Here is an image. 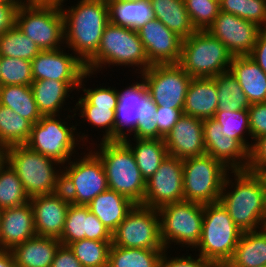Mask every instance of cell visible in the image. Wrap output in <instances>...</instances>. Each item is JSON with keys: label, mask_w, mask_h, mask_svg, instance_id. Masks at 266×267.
Returning a JSON list of instances; mask_svg holds the SVG:
<instances>
[{"label": "cell", "mask_w": 266, "mask_h": 267, "mask_svg": "<svg viewBox=\"0 0 266 267\" xmlns=\"http://www.w3.org/2000/svg\"><path fill=\"white\" fill-rule=\"evenodd\" d=\"M196 31L207 30L220 12L219 0H184Z\"/></svg>", "instance_id": "cell-45"}, {"label": "cell", "mask_w": 266, "mask_h": 267, "mask_svg": "<svg viewBox=\"0 0 266 267\" xmlns=\"http://www.w3.org/2000/svg\"><path fill=\"white\" fill-rule=\"evenodd\" d=\"M214 118L203 120L206 154L220 161L230 171L246 170L249 152L234 138L225 136Z\"/></svg>", "instance_id": "cell-21"}, {"label": "cell", "mask_w": 266, "mask_h": 267, "mask_svg": "<svg viewBox=\"0 0 266 267\" xmlns=\"http://www.w3.org/2000/svg\"><path fill=\"white\" fill-rule=\"evenodd\" d=\"M154 18L182 39L188 38L196 29L193 27L184 0H149Z\"/></svg>", "instance_id": "cell-32"}, {"label": "cell", "mask_w": 266, "mask_h": 267, "mask_svg": "<svg viewBox=\"0 0 266 267\" xmlns=\"http://www.w3.org/2000/svg\"><path fill=\"white\" fill-rule=\"evenodd\" d=\"M32 125L26 118L0 104V150L25 145L30 137Z\"/></svg>", "instance_id": "cell-36"}, {"label": "cell", "mask_w": 266, "mask_h": 267, "mask_svg": "<svg viewBox=\"0 0 266 267\" xmlns=\"http://www.w3.org/2000/svg\"><path fill=\"white\" fill-rule=\"evenodd\" d=\"M249 57L266 73V28L260 31Z\"/></svg>", "instance_id": "cell-52"}, {"label": "cell", "mask_w": 266, "mask_h": 267, "mask_svg": "<svg viewBox=\"0 0 266 267\" xmlns=\"http://www.w3.org/2000/svg\"><path fill=\"white\" fill-rule=\"evenodd\" d=\"M93 73L86 72L80 81L79 90L82 89L85 95H80L74 109L75 113L67 115L69 118L75 117L77 110L80 111L79 117L84 118L93 127L103 129L101 141H114V123H115V110L118 105V89L111 86H100L95 89L85 88L84 79L92 76ZM81 88V89H80Z\"/></svg>", "instance_id": "cell-15"}, {"label": "cell", "mask_w": 266, "mask_h": 267, "mask_svg": "<svg viewBox=\"0 0 266 267\" xmlns=\"http://www.w3.org/2000/svg\"><path fill=\"white\" fill-rule=\"evenodd\" d=\"M231 173L234 175H229ZM229 174L225 177L219 202L243 232L264 228L266 201L261 176L248 170H235ZM230 176L234 179L230 180Z\"/></svg>", "instance_id": "cell-1"}, {"label": "cell", "mask_w": 266, "mask_h": 267, "mask_svg": "<svg viewBox=\"0 0 266 267\" xmlns=\"http://www.w3.org/2000/svg\"><path fill=\"white\" fill-rule=\"evenodd\" d=\"M3 159L16 172L30 198L54 194L61 190L62 164L58 161L35 152L26 145L6 148L3 151ZM56 166H59V169Z\"/></svg>", "instance_id": "cell-5"}, {"label": "cell", "mask_w": 266, "mask_h": 267, "mask_svg": "<svg viewBox=\"0 0 266 267\" xmlns=\"http://www.w3.org/2000/svg\"><path fill=\"white\" fill-rule=\"evenodd\" d=\"M164 250L111 245L108 267H158Z\"/></svg>", "instance_id": "cell-37"}, {"label": "cell", "mask_w": 266, "mask_h": 267, "mask_svg": "<svg viewBox=\"0 0 266 267\" xmlns=\"http://www.w3.org/2000/svg\"><path fill=\"white\" fill-rule=\"evenodd\" d=\"M230 73L236 78L250 104L266 102V73L249 56L232 57Z\"/></svg>", "instance_id": "cell-27"}, {"label": "cell", "mask_w": 266, "mask_h": 267, "mask_svg": "<svg viewBox=\"0 0 266 267\" xmlns=\"http://www.w3.org/2000/svg\"><path fill=\"white\" fill-rule=\"evenodd\" d=\"M232 55L208 31H195L182 40L179 65L192 78H213L229 71Z\"/></svg>", "instance_id": "cell-9"}, {"label": "cell", "mask_w": 266, "mask_h": 267, "mask_svg": "<svg viewBox=\"0 0 266 267\" xmlns=\"http://www.w3.org/2000/svg\"><path fill=\"white\" fill-rule=\"evenodd\" d=\"M66 0H29V2H65Z\"/></svg>", "instance_id": "cell-55"}, {"label": "cell", "mask_w": 266, "mask_h": 267, "mask_svg": "<svg viewBox=\"0 0 266 267\" xmlns=\"http://www.w3.org/2000/svg\"><path fill=\"white\" fill-rule=\"evenodd\" d=\"M106 65L134 66L137 67L136 72L140 71L138 74L151 66L137 30L111 23L105 27L98 51L85 63V67L95 74Z\"/></svg>", "instance_id": "cell-4"}, {"label": "cell", "mask_w": 266, "mask_h": 267, "mask_svg": "<svg viewBox=\"0 0 266 267\" xmlns=\"http://www.w3.org/2000/svg\"><path fill=\"white\" fill-rule=\"evenodd\" d=\"M68 123L62 120L60 115L42 116L38 122L32 125L30 137L25 145L62 165L66 164L72 159L71 156L75 157L74 153L78 151L75 148H80L79 143L81 141L83 145L85 140L86 145L87 142L90 144V141H88L89 135L82 133L80 136L81 131L80 133L76 132L77 127L75 126H80L78 123L76 125L70 123L68 125Z\"/></svg>", "instance_id": "cell-10"}, {"label": "cell", "mask_w": 266, "mask_h": 267, "mask_svg": "<svg viewBox=\"0 0 266 267\" xmlns=\"http://www.w3.org/2000/svg\"><path fill=\"white\" fill-rule=\"evenodd\" d=\"M218 94L214 78H192L189 83L182 113L199 119L214 118Z\"/></svg>", "instance_id": "cell-26"}, {"label": "cell", "mask_w": 266, "mask_h": 267, "mask_svg": "<svg viewBox=\"0 0 266 267\" xmlns=\"http://www.w3.org/2000/svg\"><path fill=\"white\" fill-rule=\"evenodd\" d=\"M94 153L100 158L108 182L112 189L135 204H142L146 189L132 150L123 141H100Z\"/></svg>", "instance_id": "cell-7"}, {"label": "cell", "mask_w": 266, "mask_h": 267, "mask_svg": "<svg viewBox=\"0 0 266 267\" xmlns=\"http://www.w3.org/2000/svg\"><path fill=\"white\" fill-rule=\"evenodd\" d=\"M112 245L125 248L165 249L160 239L158 209L136 204L112 233Z\"/></svg>", "instance_id": "cell-14"}, {"label": "cell", "mask_w": 266, "mask_h": 267, "mask_svg": "<svg viewBox=\"0 0 266 267\" xmlns=\"http://www.w3.org/2000/svg\"><path fill=\"white\" fill-rule=\"evenodd\" d=\"M80 82L37 80L31 86L35 102L42 116L60 115L66 98L73 90L79 91ZM78 88V89H77Z\"/></svg>", "instance_id": "cell-29"}, {"label": "cell", "mask_w": 266, "mask_h": 267, "mask_svg": "<svg viewBox=\"0 0 266 267\" xmlns=\"http://www.w3.org/2000/svg\"><path fill=\"white\" fill-rule=\"evenodd\" d=\"M164 141L168 155L181 160L206 154L203 120L182 114Z\"/></svg>", "instance_id": "cell-23"}, {"label": "cell", "mask_w": 266, "mask_h": 267, "mask_svg": "<svg viewBox=\"0 0 266 267\" xmlns=\"http://www.w3.org/2000/svg\"><path fill=\"white\" fill-rule=\"evenodd\" d=\"M0 267H16L10 250L0 251Z\"/></svg>", "instance_id": "cell-53"}, {"label": "cell", "mask_w": 266, "mask_h": 267, "mask_svg": "<svg viewBox=\"0 0 266 267\" xmlns=\"http://www.w3.org/2000/svg\"><path fill=\"white\" fill-rule=\"evenodd\" d=\"M168 249H165L161 259L159 261L158 267H214L208 260L204 259L201 255H195L196 257H192L191 255L184 256H176L169 257L166 252Z\"/></svg>", "instance_id": "cell-49"}, {"label": "cell", "mask_w": 266, "mask_h": 267, "mask_svg": "<svg viewBox=\"0 0 266 267\" xmlns=\"http://www.w3.org/2000/svg\"><path fill=\"white\" fill-rule=\"evenodd\" d=\"M246 170L257 174L266 171V134L253 142Z\"/></svg>", "instance_id": "cell-47"}, {"label": "cell", "mask_w": 266, "mask_h": 267, "mask_svg": "<svg viewBox=\"0 0 266 267\" xmlns=\"http://www.w3.org/2000/svg\"><path fill=\"white\" fill-rule=\"evenodd\" d=\"M30 201L21 180L12 167L0 160V210L22 206Z\"/></svg>", "instance_id": "cell-39"}, {"label": "cell", "mask_w": 266, "mask_h": 267, "mask_svg": "<svg viewBox=\"0 0 266 267\" xmlns=\"http://www.w3.org/2000/svg\"><path fill=\"white\" fill-rule=\"evenodd\" d=\"M160 216V239L165 249L171 244L194 249L201 237L203 204L178 201L158 209Z\"/></svg>", "instance_id": "cell-12"}, {"label": "cell", "mask_w": 266, "mask_h": 267, "mask_svg": "<svg viewBox=\"0 0 266 267\" xmlns=\"http://www.w3.org/2000/svg\"><path fill=\"white\" fill-rule=\"evenodd\" d=\"M136 204L126 196L107 189L89 204V210L113 233Z\"/></svg>", "instance_id": "cell-30"}, {"label": "cell", "mask_w": 266, "mask_h": 267, "mask_svg": "<svg viewBox=\"0 0 266 267\" xmlns=\"http://www.w3.org/2000/svg\"><path fill=\"white\" fill-rule=\"evenodd\" d=\"M112 241L81 239L68 246L83 267H108Z\"/></svg>", "instance_id": "cell-41"}, {"label": "cell", "mask_w": 266, "mask_h": 267, "mask_svg": "<svg viewBox=\"0 0 266 267\" xmlns=\"http://www.w3.org/2000/svg\"><path fill=\"white\" fill-rule=\"evenodd\" d=\"M60 48L41 51L32 61L33 81L56 80L62 82H80L87 72L85 64L76 56Z\"/></svg>", "instance_id": "cell-20"}, {"label": "cell", "mask_w": 266, "mask_h": 267, "mask_svg": "<svg viewBox=\"0 0 266 267\" xmlns=\"http://www.w3.org/2000/svg\"><path fill=\"white\" fill-rule=\"evenodd\" d=\"M50 267H83L69 246L60 245Z\"/></svg>", "instance_id": "cell-51"}, {"label": "cell", "mask_w": 266, "mask_h": 267, "mask_svg": "<svg viewBox=\"0 0 266 267\" xmlns=\"http://www.w3.org/2000/svg\"><path fill=\"white\" fill-rule=\"evenodd\" d=\"M218 94L217 110L239 111L248 109L250 103L236 78L227 71L213 77Z\"/></svg>", "instance_id": "cell-38"}, {"label": "cell", "mask_w": 266, "mask_h": 267, "mask_svg": "<svg viewBox=\"0 0 266 267\" xmlns=\"http://www.w3.org/2000/svg\"><path fill=\"white\" fill-rule=\"evenodd\" d=\"M135 142L126 138L123 142L132 150L137 166L145 181L155 173L161 162L168 156L164 138L159 139H137Z\"/></svg>", "instance_id": "cell-33"}, {"label": "cell", "mask_w": 266, "mask_h": 267, "mask_svg": "<svg viewBox=\"0 0 266 267\" xmlns=\"http://www.w3.org/2000/svg\"><path fill=\"white\" fill-rule=\"evenodd\" d=\"M220 11L266 28V0H219Z\"/></svg>", "instance_id": "cell-43"}, {"label": "cell", "mask_w": 266, "mask_h": 267, "mask_svg": "<svg viewBox=\"0 0 266 267\" xmlns=\"http://www.w3.org/2000/svg\"><path fill=\"white\" fill-rule=\"evenodd\" d=\"M242 233L220 202L203 204L201 237L194 249L214 267H224L232 259Z\"/></svg>", "instance_id": "cell-6"}, {"label": "cell", "mask_w": 266, "mask_h": 267, "mask_svg": "<svg viewBox=\"0 0 266 267\" xmlns=\"http://www.w3.org/2000/svg\"><path fill=\"white\" fill-rule=\"evenodd\" d=\"M137 31L151 65L179 63L183 39L160 20L153 18Z\"/></svg>", "instance_id": "cell-19"}, {"label": "cell", "mask_w": 266, "mask_h": 267, "mask_svg": "<svg viewBox=\"0 0 266 267\" xmlns=\"http://www.w3.org/2000/svg\"><path fill=\"white\" fill-rule=\"evenodd\" d=\"M81 239L112 241V233L89 210L87 205L71 203L67 210L64 229L59 240L62 245L68 246L70 243Z\"/></svg>", "instance_id": "cell-24"}, {"label": "cell", "mask_w": 266, "mask_h": 267, "mask_svg": "<svg viewBox=\"0 0 266 267\" xmlns=\"http://www.w3.org/2000/svg\"><path fill=\"white\" fill-rule=\"evenodd\" d=\"M88 151L89 153H83L79 159L69 160L67 166L62 165L64 170L62 169L61 191L75 205H87L98 194L108 189L106 173L100 158L92 149Z\"/></svg>", "instance_id": "cell-11"}, {"label": "cell", "mask_w": 266, "mask_h": 267, "mask_svg": "<svg viewBox=\"0 0 266 267\" xmlns=\"http://www.w3.org/2000/svg\"><path fill=\"white\" fill-rule=\"evenodd\" d=\"M16 27L41 51L65 48L64 18L58 2L23 1L17 11Z\"/></svg>", "instance_id": "cell-8"}, {"label": "cell", "mask_w": 266, "mask_h": 267, "mask_svg": "<svg viewBox=\"0 0 266 267\" xmlns=\"http://www.w3.org/2000/svg\"><path fill=\"white\" fill-rule=\"evenodd\" d=\"M64 44L84 64L98 51L105 27L110 23L108 0H80L64 8Z\"/></svg>", "instance_id": "cell-2"}, {"label": "cell", "mask_w": 266, "mask_h": 267, "mask_svg": "<svg viewBox=\"0 0 266 267\" xmlns=\"http://www.w3.org/2000/svg\"><path fill=\"white\" fill-rule=\"evenodd\" d=\"M115 1L137 2V1H145V0H115Z\"/></svg>", "instance_id": "cell-57"}, {"label": "cell", "mask_w": 266, "mask_h": 267, "mask_svg": "<svg viewBox=\"0 0 266 267\" xmlns=\"http://www.w3.org/2000/svg\"><path fill=\"white\" fill-rule=\"evenodd\" d=\"M33 82L31 61L1 57L0 86L27 85Z\"/></svg>", "instance_id": "cell-44"}, {"label": "cell", "mask_w": 266, "mask_h": 267, "mask_svg": "<svg viewBox=\"0 0 266 267\" xmlns=\"http://www.w3.org/2000/svg\"><path fill=\"white\" fill-rule=\"evenodd\" d=\"M261 179L263 181L264 189H265V201H266V171L259 173Z\"/></svg>", "instance_id": "cell-54"}, {"label": "cell", "mask_w": 266, "mask_h": 267, "mask_svg": "<svg viewBox=\"0 0 266 267\" xmlns=\"http://www.w3.org/2000/svg\"><path fill=\"white\" fill-rule=\"evenodd\" d=\"M214 119L222 126L221 132L225 136L236 139L248 152L250 151L253 143L246 140L247 136H251L248 109L228 112L217 110Z\"/></svg>", "instance_id": "cell-40"}, {"label": "cell", "mask_w": 266, "mask_h": 267, "mask_svg": "<svg viewBox=\"0 0 266 267\" xmlns=\"http://www.w3.org/2000/svg\"><path fill=\"white\" fill-rule=\"evenodd\" d=\"M3 158V151L0 150V160Z\"/></svg>", "instance_id": "cell-58"}, {"label": "cell", "mask_w": 266, "mask_h": 267, "mask_svg": "<svg viewBox=\"0 0 266 267\" xmlns=\"http://www.w3.org/2000/svg\"><path fill=\"white\" fill-rule=\"evenodd\" d=\"M139 81L118 90L114 141H123L131 133L137 139H158V127L154 120L157 105L148 95L143 78Z\"/></svg>", "instance_id": "cell-3"}, {"label": "cell", "mask_w": 266, "mask_h": 267, "mask_svg": "<svg viewBox=\"0 0 266 267\" xmlns=\"http://www.w3.org/2000/svg\"><path fill=\"white\" fill-rule=\"evenodd\" d=\"M0 227H1V210H0ZM2 250V241H1V228H0V251Z\"/></svg>", "instance_id": "cell-56"}, {"label": "cell", "mask_w": 266, "mask_h": 267, "mask_svg": "<svg viewBox=\"0 0 266 267\" xmlns=\"http://www.w3.org/2000/svg\"><path fill=\"white\" fill-rule=\"evenodd\" d=\"M261 30V27L252 22L220 11L206 31L220 40L235 57L250 55Z\"/></svg>", "instance_id": "cell-18"}, {"label": "cell", "mask_w": 266, "mask_h": 267, "mask_svg": "<svg viewBox=\"0 0 266 267\" xmlns=\"http://www.w3.org/2000/svg\"><path fill=\"white\" fill-rule=\"evenodd\" d=\"M108 2L110 23L113 25L137 30L154 18L149 0L137 2L108 0Z\"/></svg>", "instance_id": "cell-34"}, {"label": "cell", "mask_w": 266, "mask_h": 267, "mask_svg": "<svg viewBox=\"0 0 266 267\" xmlns=\"http://www.w3.org/2000/svg\"><path fill=\"white\" fill-rule=\"evenodd\" d=\"M29 202L33 210L36 234L59 239L71 204L67 196L60 190L54 194L31 197Z\"/></svg>", "instance_id": "cell-22"}, {"label": "cell", "mask_w": 266, "mask_h": 267, "mask_svg": "<svg viewBox=\"0 0 266 267\" xmlns=\"http://www.w3.org/2000/svg\"><path fill=\"white\" fill-rule=\"evenodd\" d=\"M183 113L179 109L157 106L154 120L158 127V139L164 136L173 128Z\"/></svg>", "instance_id": "cell-48"}, {"label": "cell", "mask_w": 266, "mask_h": 267, "mask_svg": "<svg viewBox=\"0 0 266 267\" xmlns=\"http://www.w3.org/2000/svg\"><path fill=\"white\" fill-rule=\"evenodd\" d=\"M227 169L208 154L183 160L184 200L209 204L219 202Z\"/></svg>", "instance_id": "cell-13"}, {"label": "cell", "mask_w": 266, "mask_h": 267, "mask_svg": "<svg viewBox=\"0 0 266 267\" xmlns=\"http://www.w3.org/2000/svg\"><path fill=\"white\" fill-rule=\"evenodd\" d=\"M23 0H4L0 2V35L16 26L17 11Z\"/></svg>", "instance_id": "cell-50"}, {"label": "cell", "mask_w": 266, "mask_h": 267, "mask_svg": "<svg viewBox=\"0 0 266 267\" xmlns=\"http://www.w3.org/2000/svg\"><path fill=\"white\" fill-rule=\"evenodd\" d=\"M184 200L183 160L166 156L155 173L146 181L141 205L154 209Z\"/></svg>", "instance_id": "cell-17"}, {"label": "cell", "mask_w": 266, "mask_h": 267, "mask_svg": "<svg viewBox=\"0 0 266 267\" xmlns=\"http://www.w3.org/2000/svg\"><path fill=\"white\" fill-rule=\"evenodd\" d=\"M60 245L57 238L36 235L10 251L16 267H50Z\"/></svg>", "instance_id": "cell-28"}, {"label": "cell", "mask_w": 266, "mask_h": 267, "mask_svg": "<svg viewBox=\"0 0 266 267\" xmlns=\"http://www.w3.org/2000/svg\"><path fill=\"white\" fill-rule=\"evenodd\" d=\"M41 50L16 26L0 35V56L32 61Z\"/></svg>", "instance_id": "cell-42"}, {"label": "cell", "mask_w": 266, "mask_h": 267, "mask_svg": "<svg viewBox=\"0 0 266 267\" xmlns=\"http://www.w3.org/2000/svg\"><path fill=\"white\" fill-rule=\"evenodd\" d=\"M2 250H11L14 246L36 236L33 210L30 202L1 210Z\"/></svg>", "instance_id": "cell-25"}, {"label": "cell", "mask_w": 266, "mask_h": 267, "mask_svg": "<svg viewBox=\"0 0 266 267\" xmlns=\"http://www.w3.org/2000/svg\"><path fill=\"white\" fill-rule=\"evenodd\" d=\"M251 143L266 134V102L251 104L248 108Z\"/></svg>", "instance_id": "cell-46"}, {"label": "cell", "mask_w": 266, "mask_h": 267, "mask_svg": "<svg viewBox=\"0 0 266 267\" xmlns=\"http://www.w3.org/2000/svg\"><path fill=\"white\" fill-rule=\"evenodd\" d=\"M157 106L183 111L192 77L179 64H154L140 75Z\"/></svg>", "instance_id": "cell-16"}, {"label": "cell", "mask_w": 266, "mask_h": 267, "mask_svg": "<svg viewBox=\"0 0 266 267\" xmlns=\"http://www.w3.org/2000/svg\"><path fill=\"white\" fill-rule=\"evenodd\" d=\"M0 104L10 108L32 124L38 122L42 115L39 112L31 86H0Z\"/></svg>", "instance_id": "cell-35"}, {"label": "cell", "mask_w": 266, "mask_h": 267, "mask_svg": "<svg viewBox=\"0 0 266 267\" xmlns=\"http://www.w3.org/2000/svg\"><path fill=\"white\" fill-rule=\"evenodd\" d=\"M266 266V227L243 232L232 259L224 267Z\"/></svg>", "instance_id": "cell-31"}]
</instances>
